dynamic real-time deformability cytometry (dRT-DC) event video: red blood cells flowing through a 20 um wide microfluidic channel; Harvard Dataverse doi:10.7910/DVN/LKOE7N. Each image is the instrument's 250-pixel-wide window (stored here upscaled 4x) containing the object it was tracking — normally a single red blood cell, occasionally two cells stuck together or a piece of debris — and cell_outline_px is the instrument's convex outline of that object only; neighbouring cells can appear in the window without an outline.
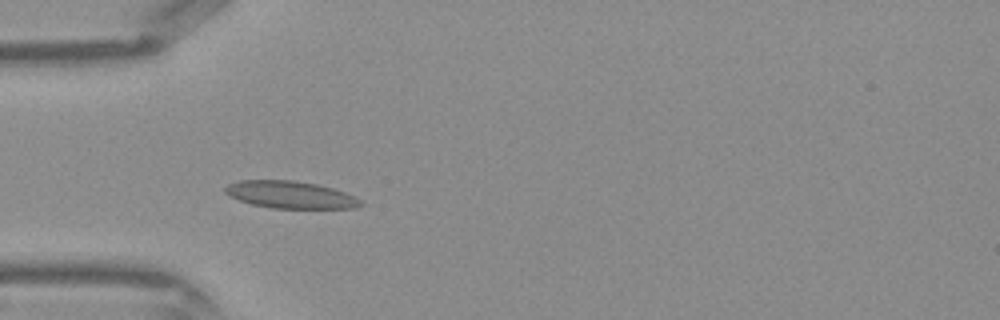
{"species": "Egyptian fruit bat (a non-hibernating species)", "species_latin": "Rousettus aegyptiacus", "temperature_condition": "warm", "stored_images_in_passage": 40, "camera_frame_rate_fps": 3000, "um_per_image_px": 0.085, "frame": {"image": 1, "passage_image": 10, "time_ms": 3.0, "image_size_px": [1000, 320], "cell_outline_px": [[364, 204], [356, 208], [272, 208], [252, 204], [240, 200], [224, 192], [224, 188], [228, 184], [240, 180], [292, 180], [316, 184], [332, 188], [356, 196]], "centroid_in_image_um": [24.7, 16.55], "position_along_channel_um": 60.3, "area_um2": 21.39}}
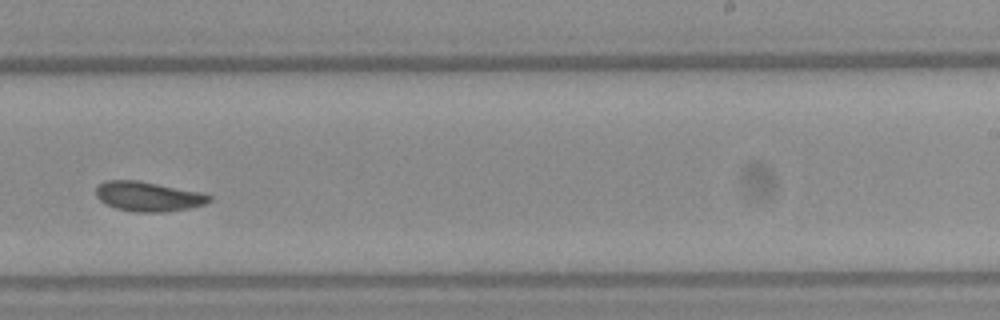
{"frame": {"image": 2, "passage_image": 24, "time_ms": 7.667, "image_size_px": [1000, 320], "cell_outline_px": [[212, 200], [204, 204], [188, 208], [164, 212], [132, 212], [116, 208], [100, 200], [96, 196], [96, 188], [100, 184], [108, 180], [136, 180], [200, 192], [212, 196]], "centroid_in_image_um": [12.6, 16.7], "position_along_channel_um": 276.4, "area_um2": 19.36}}
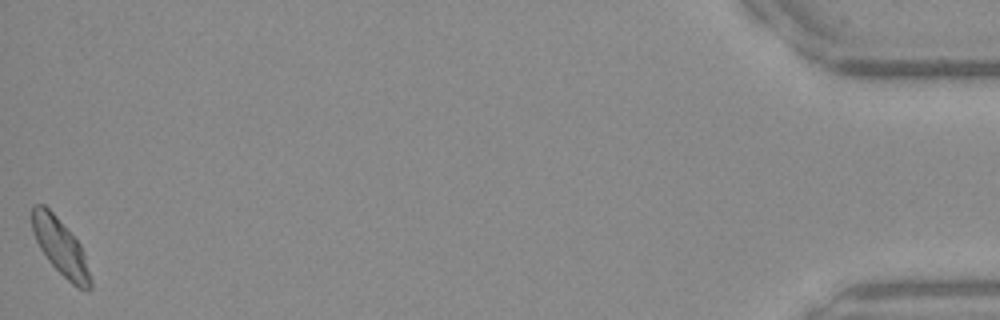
{"frame": {"image": 3, "passage_image": 40, "time_ms": 13.0, "image_size_px": [1000, 320], "cell_outline_px": [[92, 288], [88, 292], [76, 288], [48, 260], [40, 248], [32, 232], [32, 204], [44, 204], [56, 216], [80, 244], [84, 252], [92, 280]], "centroid_in_image_um": [5.16, 21.03], "position_along_channel_um": 430.0, "area_um2": 19.19}}